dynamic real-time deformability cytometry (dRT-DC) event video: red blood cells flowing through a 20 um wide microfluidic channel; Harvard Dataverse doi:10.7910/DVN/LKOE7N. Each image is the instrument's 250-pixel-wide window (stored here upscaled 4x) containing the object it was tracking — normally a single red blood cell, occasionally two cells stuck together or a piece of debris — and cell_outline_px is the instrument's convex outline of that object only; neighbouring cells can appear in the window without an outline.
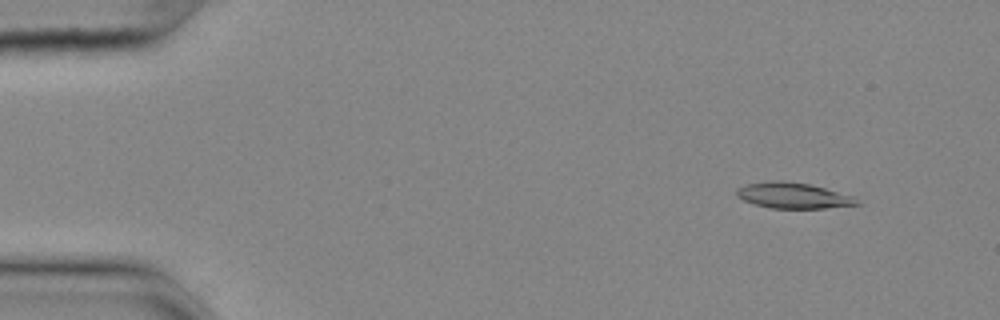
{"species": "common noctule bat (a hibernating species)", "species_latin": "Nyctalus noctula", "temperature_condition": "cold", "stored_images_in_passage": 56, "camera_frame_rate_fps": 3000, "um_per_image_px": 0.085, "animal": {"sex": "female", "body_mass_g": 25.1}, "frame": {"image": 1, "passage_image": 6, "time_ms": 1.667, "image_size_px": [1000, 320], "cell_outline_px": [[860, 204], [824, 208], [768, 208], [744, 200], [736, 196], [736, 188], [744, 184], [772, 180], [780, 180], [808, 184], [824, 188], [852, 196]], "centroid_in_image_um": [67.34, 16.61], "position_along_channel_um": 17.7, "area_um2": 17.86}}
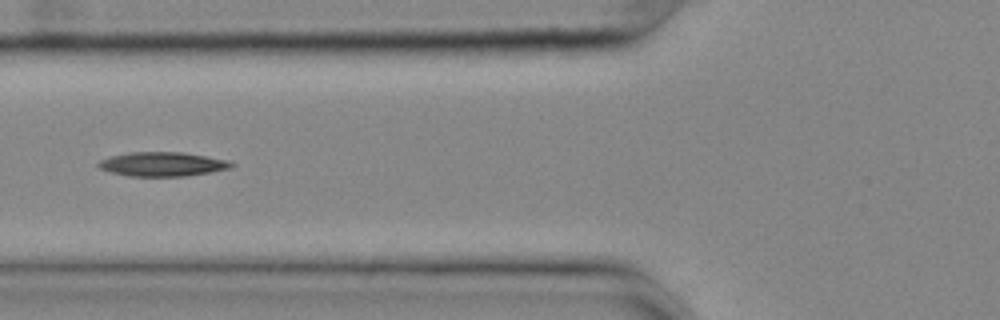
{"frame": {"image": 2, "passage_image": 22, "time_ms": 7.0, "image_size_px": [1000, 320], "cell_outline_px": [[236, 164], [232, 168], [188, 176], [128, 176], [112, 172], [100, 168], [96, 164], [100, 160], [112, 156], [132, 152], [184, 152], [228, 160]], "centroid_in_image_um": [13.86, 13.95], "position_along_channel_um": 111.9, "area_um2": 18.73}}
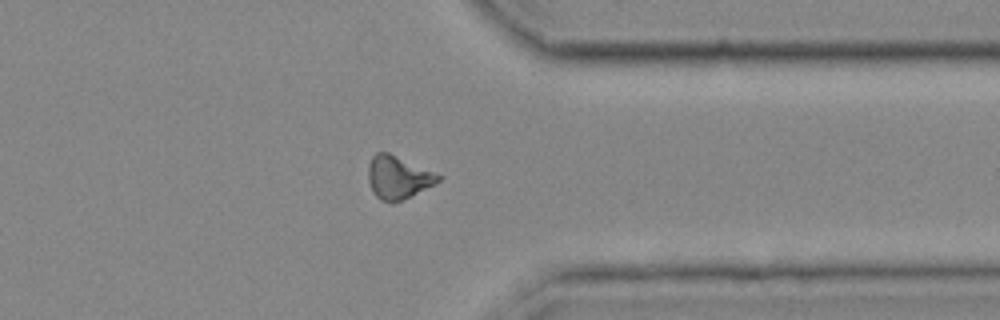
{"frame": {"image": 3, "passage_image": 44, "time_ms": 14.333, "image_size_px": [1000, 320], "cell_outline_px": [[444, 176], [436, 184], [412, 196], [392, 204], [380, 200], [372, 192], [368, 180], [368, 164], [372, 156], [376, 152], [388, 152]], "centroid_in_image_um": [33.84, 15.1], "position_along_channel_um": 377.6, "area_um2": 17.86}}